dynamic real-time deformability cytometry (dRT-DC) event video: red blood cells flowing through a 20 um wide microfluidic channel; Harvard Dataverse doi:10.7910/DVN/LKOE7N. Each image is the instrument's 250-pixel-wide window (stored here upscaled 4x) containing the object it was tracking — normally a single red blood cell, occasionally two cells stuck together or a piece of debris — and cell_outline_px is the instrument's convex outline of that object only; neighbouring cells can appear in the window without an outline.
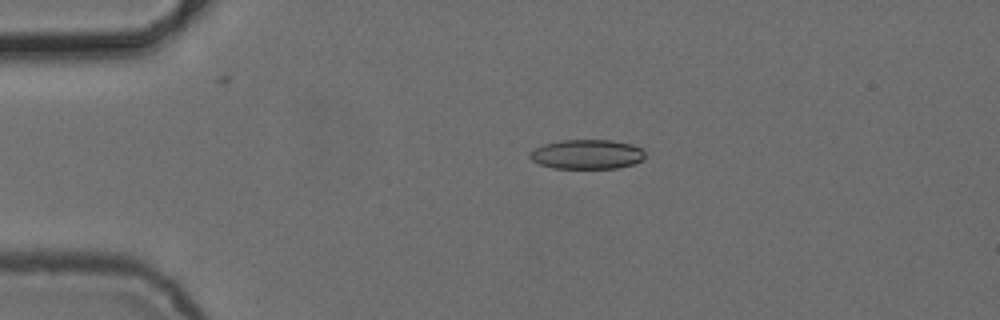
{"species": "common noctule bat (a hibernating species)", "species_latin": "Nyctalus noctula", "temperature_condition": "cold", "stored_images_in_passage": 5, "camera_frame_rate_fps": 3000, "um_per_image_px": 0.085, "animal": {"sex": "female", "body_mass_g": 24.6, "forearm_length_mm": 56.2}, "frame": {"image": 1, "passage_image": 4, "time_ms": 3.333, "image_size_px": [1000, 320], "cell_outline_px": [[644, 160], [632, 164], [616, 168], [552, 168], [540, 164], [532, 160], [528, 156], [528, 152], [544, 144], [560, 140], [612, 140], [632, 144], [644, 148]], "centroid_in_image_um": [49.9, 13.11], "position_along_channel_um": 35.1, "area_um2": 19.94}}